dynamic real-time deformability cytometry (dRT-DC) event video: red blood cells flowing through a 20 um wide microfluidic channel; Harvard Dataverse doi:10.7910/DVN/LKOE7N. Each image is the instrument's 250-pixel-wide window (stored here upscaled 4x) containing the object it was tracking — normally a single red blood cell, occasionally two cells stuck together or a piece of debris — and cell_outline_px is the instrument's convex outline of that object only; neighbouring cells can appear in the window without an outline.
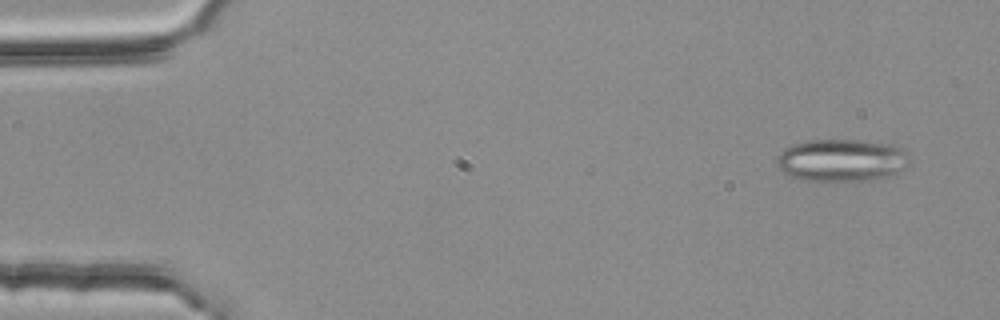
{"species": "common noctule bat (a hibernating species)", "species_latin": "Nyctalus noctula", "temperature_condition": "room temperature", "stored_images_in_passage": 3, "camera_frame_rate_fps": 3000, "um_per_image_px": 0.085, "animal": {"sex": "female", "body_mass_g": 25.1}, "frame": {"image": 1, "passage_image": 1, "time_ms": 0.0, "image_size_px": [1000, 320], "cell_outline_px": [[908, 164], [900, 172], [876, 180], [808, 180], [792, 176], [784, 172], [776, 164], [776, 156], [784, 148], [792, 144], [808, 140], [860, 140], [892, 144], [904, 148], [908, 152]], "centroid_in_image_um": [71.57, 13.6], "position_along_channel_um": 13.4, "area_um2": 32.95}}